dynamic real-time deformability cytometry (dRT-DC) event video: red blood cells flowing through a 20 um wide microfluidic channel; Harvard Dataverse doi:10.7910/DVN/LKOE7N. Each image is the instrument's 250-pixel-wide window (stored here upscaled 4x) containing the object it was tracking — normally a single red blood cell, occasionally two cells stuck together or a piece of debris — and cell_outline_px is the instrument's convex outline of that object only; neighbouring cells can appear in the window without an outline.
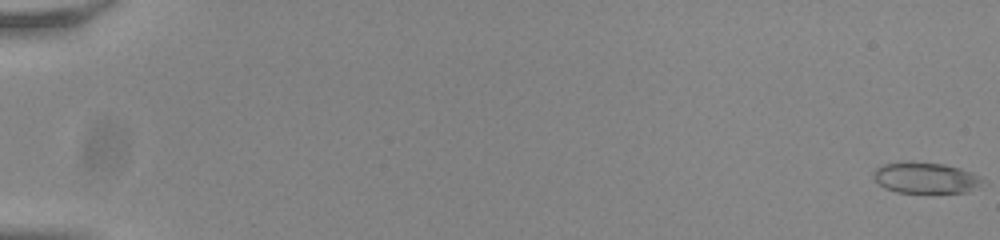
{"species": "common noctule bat (a hibernating species)", "species_latin": "Nyctalus noctula", "temperature_condition": "room temperature", "stored_images_in_passage": 56, "camera_frame_rate_fps": 3000, "um_per_image_px": 0.085, "animal": {"sex": "male", "body_mass_g": 20.0, "forearm_length_mm": 53.3}, "frame": {"image": 1, "passage_image": 1, "time_ms": 0.0, "image_size_px": [1000, 240], "cell_outline_px": [[984, 180], [980, 184], [968, 192], [896, 192], [884, 188], [872, 176], [872, 172], [880, 164], [908, 160], [944, 164], [960, 168], [972, 172], [980, 176]], "centroid_in_image_um": [78.62, 15.08], "position_along_channel_um": 6.4, "area_um2": 19.94}}
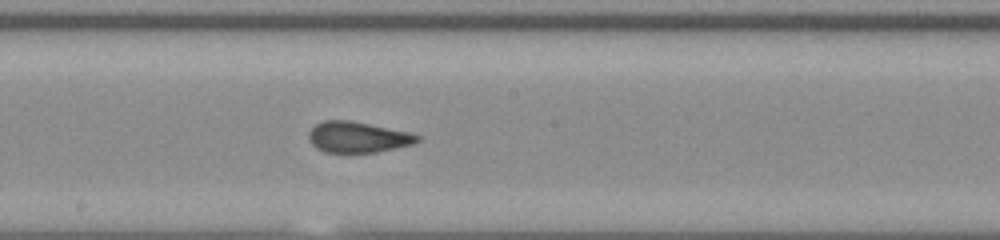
{"frame": {"image": 2, "passage_image": 33, "time_ms": 10.667, "image_size_px": [1000, 240], "cell_outline_px": [[420, 140], [412, 144], [376, 152], [324, 152], [316, 148], [312, 144], [308, 136], [308, 132], [316, 124], [324, 120], [348, 120], [408, 132], [420, 136]], "centroid_in_image_um": [30.37, 11.66], "position_along_channel_um": 217.8, "area_um2": 19.25}}
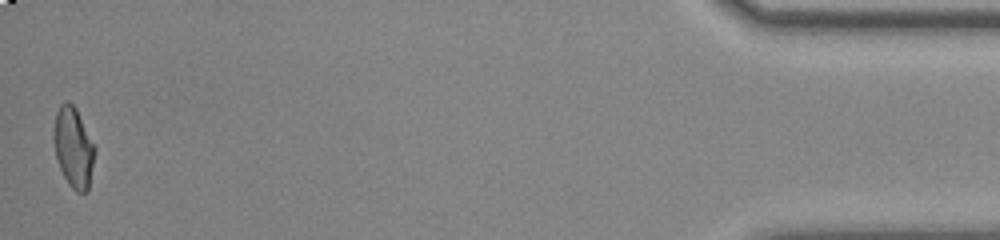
{"frame": {"image": 3, "passage_image": 56, "time_ms": 18.333, "image_size_px": [1000, 240], "cell_outline_px": [[96, 152], [88, 192], [76, 192], [68, 184], [60, 168], [56, 156], [52, 136], [56, 112], [60, 104], [68, 100], [76, 108], [96, 148]], "centroid_in_image_um": [6.25, 12.53], "position_along_channel_um": 429.0, "area_um2": 19.42}}